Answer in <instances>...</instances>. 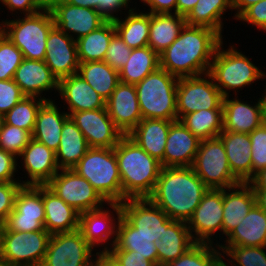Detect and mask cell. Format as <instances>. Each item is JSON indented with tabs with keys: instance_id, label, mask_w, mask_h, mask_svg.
Listing matches in <instances>:
<instances>
[{
	"instance_id": "obj_59",
	"label": "cell",
	"mask_w": 266,
	"mask_h": 266,
	"mask_svg": "<svg viewBox=\"0 0 266 266\" xmlns=\"http://www.w3.org/2000/svg\"><path fill=\"white\" fill-rule=\"evenodd\" d=\"M247 183L252 188H266V168L255 173Z\"/></svg>"
},
{
	"instance_id": "obj_19",
	"label": "cell",
	"mask_w": 266,
	"mask_h": 266,
	"mask_svg": "<svg viewBox=\"0 0 266 266\" xmlns=\"http://www.w3.org/2000/svg\"><path fill=\"white\" fill-rule=\"evenodd\" d=\"M108 205L117 214L116 218L111 214L113 212L107 209L103 210V207L80 214L79 230L82 232L83 238L93 248L100 247V244L102 246L103 243L106 244L110 238L113 241L110 243L111 245L109 243L108 245L113 246L115 244L118 226L116 224L122 216V208L120 203H108Z\"/></svg>"
},
{
	"instance_id": "obj_27",
	"label": "cell",
	"mask_w": 266,
	"mask_h": 266,
	"mask_svg": "<svg viewBox=\"0 0 266 266\" xmlns=\"http://www.w3.org/2000/svg\"><path fill=\"white\" fill-rule=\"evenodd\" d=\"M218 137L224 145L232 174L241 183H247L252 178L249 134L223 130Z\"/></svg>"
},
{
	"instance_id": "obj_41",
	"label": "cell",
	"mask_w": 266,
	"mask_h": 266,
	"mask_svg": "<svg viewBox=\"0 0 266 266\" xmlns=\"http://www.w3.org/2000/svg\"><path fill=\"white\" fill-rule=\"evenodd\" d=\"M180 121L200 140L218 137L223 131V109L195 111L184 115Z\"/></svg>"
},
{
	"instance_id": "obj_39",
	"label": "cell",
	"mask_w": 266,
	"mask_h": 266,
	"mask_svg": "<svg viewBox=\"0 0 266 266\" xmlns=\"http://www.w3.org/2000/svg\"><path fill=\"white\" fill-rule=\"evenodd\" d=\"M77 73L105 100H107L117 85L120 76L105 61L79 63Z\"/></svg>"
},
{
	"instance_id": "obj_40",
	"label": "cell",
	"mask_w": 266,
	"mask_h": 266,
	"mask_svg": "<svg viewBox=\"0 0 266 266\" xmlns=\"http://www.w3.org/2000/svg\"><path fill=\"white\" fill-rule=\"evenodd\" d=\"M227 8L233 10L232 0H198L185 17L186 25L209 27L223 36L222 14Z\"/></svg>"
},
{
	"instance_id": "obj_34",
	"label": "cell",
	"mask_w": 266,
	"mask_h": 266,
	"mask_svg": "<svg viewBox=\"0 0 266 266\" xmlns=\"http://www.w3.org/2000/svg\"><path fill=\"white\" fill-rule=\"evenodd\" d=\"M116 241L112 247H104L100 252L109 250H131L134 254L144 256L147 260L152 261L158 266L157 243L152 242L151 238L145 237L138 233L123 216L117 224Z\"/></svg>"
},
{
	"instance_id": "obj_15",
	"label": "cell",
	"mask_w": 266,
	"mask_h": 266,
	"mask_svg": "<svg viewBox=\"0 0 266 266\" xmlns=\"http://www.w3.org/2000/svg\"><path fill=\"white\" fill-rule=\"evenodd\" d=\"M122 216L138 230V233L158 243L164 229L174 220L149 198H127L121 202Z\"/></svg>"
},
{
	"instance_id": "obj_6",
	"label": "cell",
	"mask_w": 266,
	"mask_h": 266,
	"mask_svg": "<svg viewBox=\"0 0 266 266\" xmlns=\"http://www.w3.org/2000/svg\"><path fill=\"white\" fill-rule=\"evenodd\" d=\"M0 23V31L20 49L25 59L44 60L47 37L54 27L49 9Z\"/></svg>"
},
{
	"instance_id": "obj_8",
	"label": "cell",
	"mask_w": 266,
	"mask_h": 266,
	"mask_svg": "<svg viewBox=\"0 0 266 266\" xmlns=\"http://www.w3.org/2000/svg\"><path fill=\"white\" fill-rule=\"evenodd\" d=\"M51 234L9 231L0 226V263L6 266H41Z\"/></svg>"
},
{
	"instance_id": "obj_46",
	"label": "cell",
	"mask_w": 266,
	"mask_h": 266,
	"mask_svg": "<svg viewBox=\"0 0 266 266\" xmlns=\"http://www.w3.org/2000/svg\"><path fill=\"white\" fill-rule=\"evenodd\" d=\"M31 139L30 132L4 122L0 132V148L18 158Z\"/></svg>"
},
{
	"instance_id": "obj_38",
	"label": "cell",
	"mask_w": 266,
	"mask_h": 266,
	"mask_svg": "<svg viewBox=\"0 0 266 266\" xmlns=\"http://www.w3.org/2000/svg\"><path fill=\"white\" fill-rule=\"evenodd\" d=\"M160 67L159 55L149 46L132 49L125 66L120 69V82L137 84Z\"/></svg>"
},
{
	"instance_id": "obj_29",
	"label": "cell",
	"mask_w": 266,
	"mask_h": 266,
	"mask_svg": "<svg viewBox=\"0 0 266 266\" xmlns=\"http://www.w3.org/2000/svg\"><path fill=\"white\" fill-rule=\"evenodd\" d=\"M173 122L164 119H142L128 136L164 167L165 145Z\"/></svg>"
},
{
	"instance_id": "obj_21",
	"label": "cell",
	"mask_w": 266,
	"mask_h": 266,
	"mask_svg": "<svg viewBox=\"0 0 266 266\" xmlns=\"http://www.w3.org/2000/svg\"><path fill=\"white\" fill-rule=\"evenodd\" d=\"M23 166L30 180L22 181V185H46L60 171L56 153L46 145L31 139L21 155Z\"/></svg>"
},
{
	"instance_id": "obj_51",
	"label": "cell",
	"mask_w": 266,
	"mask_h": 266,
	"mask_svg": "<svg viewBox=\"0 0 266 266\" xmlns=\"http://www.w3.org/2000/svg\"><path fill=\"white\" fill-rule=\"evenodd\" d=\"M237 20L252 24L266 32V0H261L248 7Z\"/></svg>"
},
{
	"instance_id": "obj_57",
	"label": "cell",
	"mask_w": 266,
	"mask_h": 266,
	"mask_svg": "<svg viewBox=\"0 0 266 266\" xmlns=\"http://www.w3.org/2000/svg\"><path fill=\"white\" fill-rule=\"evenodd\" d=\"M96 256L93 266H120L108 252H97Z\"/></svg>"
},
{
	"instance_id": "obj_65",
	"label": "cell",
	"mask_w": 266,
	"mask_h": 266,
	"mask_svg": "<svg viewBox=\"0 0 266 266\" xmlns=\"http://www.w3.org/2000/svg\"><path fill=\"white\" fill-rule=\"evenodd\" d=\"M4 122V114L0 113V132L2 131Z\"/></svg>"
},
{
	"instance_id": "obj_45",
	"label": "cell",
	"mask_w": 266,
	"mask_h": 266,
	"mask_svg": "<svg viewBox=\"0 0 266 266\" xmlns=\"http://www.w3.org/2000/svg\"><path fill=\"white\" fill-rule=\"evenodd\" d=\"M23 59L20 49L0 31V80L13 79Z\"/></svg>"
},
{
	"instance_id": "obj_61",
	"label": "cell",
	"mask_w": 266,
	"mask_h": 266,
	"mask_svg": "<svg viewBox=\"0 0 266 266\" xmlns=\"http://www.w3.org/2000/svg\"><path fill=\"white\" fill-rule=\"evenodd\" d=\"M255 195V204L266 213V188H252Z\"/></svg>"
},
{
	"instance_id": "obj_62",
	"label": "cell",
	"mask_w": 266,
	"mask_h": 266,
	"mask_svg": "<svg viewBox=\"0 0 266 266\" xmlns=\"http://www.w3.org/2000/svg\"><path fill=\"white\" fill-rule=\"evenodd\" d=\"M63 1L74 6L93 8L96 11L99 9V2H100V0H63Z\"/></svg>"
},
{
	"instance_id": "obj_42",
	"label": "cell",
	"mask_w": 266,
	"mask_h": 266,
	"mask_svg": "<svg viewBox=\"0 0 266 266\" xmlns=\"http://www.w3.org/2000/svg\"><path fill=\"white\" fill-rule=\"evenodd\" d=\"M216 247L212 244L195 243L182 256L164 266H223V254Z\"/></svg>"
},
{
	"instance_id": "obj_9",
	"label": "cell",
	"mask_w": 266,
	"mask_h": 266,
	"mask_svg": "<svg viewBox=\"0 0 266 266\" xmlns=\"http://www.w3.org/2000/svg\"><path fill=\"white\" fill-rule=\"evenodd\" d=\"M191 167L208 189L231 188L241 183L231 172L219 137L201 140Z\"/></svg>"
},
{
	"instance_id": "obj_54",
	"label": "cell",
	"mask_w": 266,
	"mask_h": 266,
	"mask_svg": "<svg viewBox=\"0 0 266 266\" xmlns=\"http://www.w3.org/2000/svg\"><path fill=\"white\" fill-rule=\"evenodd\" d=\"M10 11H22L24 15H33L42 11L44 8L40 5L38 0H1Z\"/></svg>"
},
{
	"instance_id": "obj_11",
	"label": "cell",
	"mask_w": 266,
	"mask_h": 266,
	"mask_svg": "<svg viewBox=\"0 0 266 266\" xmlns=\"http://www.w3.org/2000/svg\"><path fill=\"white\" fill-rule=\"evenodd\" d=\"M46 186L80 214L107 203L91 183L73 169H61Z\"/></svg>"
},
{
	"instance_id": "obj_35",
	"label": "cell",
	"mask_w": 266,
	"mask_h": 266,
	"mask_svg": "<svg viewBox=\"0 0 266 266\" xmlns=\"http://www.w3.org/2000/svg\"><path fill=\"white\" fill-rule=\"evenodd\" d=\"M89 148L84 134L69 117L64 122L60 144L56 151L59 169H72Z\"/></svg>"
},
{
	"instance_id": "obj_26",
	"label": "cell",
	"mask_w": 266,
	"mask_h": 266,
	"mask_svg": "<svg viewBox=\"0 0 266 266\" xmlns=\"http://www.w3.org/2000/svg\"><path fill=\"white\" fill-rule=\"evenodd\" d=\"M45 211L44 229L51 235L79 229L80 213L58 197L46 185H42Z\"/></svg>"
},
{
	"instance_id": "obj_3",
	"label": "cell",
	"mask_w": 266,
	"mask_h": 266,
	"mask_svg": "<svg viewBox=\"0 0 266 266\" xmlns=\"http://www.w3.org/2000/svg\"><path fill=\"white\" fill-rule=\"evenodd\" d=\"M122 193L126 198H148L154 191L162 165L133 139L124 135L114 147Z\"/></svg>"
},
{
	"instance_id": "obj_50",
	"label": "cell",
	"mask_w": 266,
	"mask_h": 266,
	"mask_svg": "<svg viewBox=\"0 0 266 266\" xmlns=\"http://www.w3.org/2000/svg\"><path fill=\"white\" fill-rule=\"evenodd\" d=\"M21 182H0V226H3L14 209V200Z\"/></svg>"
},
{
	"instance_id": "obj_24",
	"label": "cell",
	"mask_w": 266,
	"mask_h": 266,
	"mask_svg": "<svg viewBox=\"0 0 266 266\" xmlns=\"http://www.w3.org/2000/svg\"><path fill=\"white\" fill-rule=\"evenodd\" d=\"M229 97L223 99V130L249 134L264 123L262 98L250 105Z\"/></svg>"
},
{
	"instance_id": "obj_31",
	"label": "cell",
	"mask_w": 266,
	"mask_h": 266,
	"mask_svg": "<svg viewBox=\"0 0 266 266\" xmlns=\"http://www.w3.org/2000/svg\"><path fill=\"white\" fill-rule=\"evenodd\" d=\"M225 239L223 245L266 246V213L254 204Z\"/></svg>"
},
{
	"instance_id": "obj_47",
	"label": "cell",
	"mask_w": 266,
	"mask_h": 266,
	"mask_svg": "<svg viewBox=\"0 0 266 266\" xmlns=\"http://www.w3.org/2000/svg\"><path fill=\"white\" fill-rule=\"evenodd\" d=\"M251 141L252 177L259 170L266 168V124L249 133Z\"/></svg>"
},
{
	"instance_id": "obj_32",
	"label": "cell",
	"mask_w": 266,
	"mask_h": 266,
	"mask_svg": "<svg viewBox=\"0 0 266 266\" xmlns=\"http://www.w3.org/2000/svg\"><path fill=\"white\" fill-rule=\"evenodd\" d=\"M195 244L187 223L173 221L162 234L157 243L158 266L176 260Z\"/></svg>"
},
{
	"instance_id": "obj_30",
	"label": "cell",
	"mask_w": 266,
	"mask_h": 266,
	"mask_svg": "<svg viewBox=\"0 0 266 266\" xmlns=\"http://www.w3.org/2000/svg\"><path fill=\"white\" fill-rule=\"evenodd\" d=\"M55 101H45L37 112L32 138L46 145L56 153L61 139L64 122L69 118L68 113L59 112Z\"/></svg>"
},
{
	"instance_id": "obj_23",
	"label": "cell",
	"mask_w": 266,
	"mask_h": 266,
	"mask_svg": "<svg viewBox=\"0 0 266 266\" xmlns=\"http://www.w3.org/2000/svg\"><path fill=\"white\" fill-rule=\"evenodd\" d=\"M13 80L25 96L39 97L49 101L52 99L41 97V93L49 91V89L58 91L59 81L44 60L24 58L16 69Z\"/></svg>"
},
{
	"instance_id": "obj_18",
	"label": "cell",
	"mask_w": 266,
	"mask_h": 266,
	"mask_svg": "<svg viewBox=\"0 0 266 266\" xmlns=\"http://www.w3.org/2000/svg\"><path fill=\"white\" fill-rule=\"evenodd\" d=\"M44 61L58 81L76 74L79 68L76 40L54 26L47 37Z\"/></svg>"
},
{
	"instance_id": "obj_49",
	"label": "cell",
	"mask_w": 266,
	"mask_h": 266,
	"mask_svg": "<svg viewBox=\"0 0 266 266\" xmlns=\"http://www.w3.org/2000/svg\"><path fill=\"white\" fill-rule=\"evenodd\" d=\"M25 95L13 79L0 80V113L9 112Z\"/></svg>"
},
{
	"instance_id": "obj_37",
	"label": "cell",
	"mask_w": 266,
	"mask_h": 266,
	"mask_svg": "<svg viewBox=\"0 0 266 266\" xmlns=\"http://www.w3.org/2000/svg\"><path fill=\"white\" fill-rule=\"evenodd\" d=\"M135 9H129L124 20L118 17L113 21L116 33L131 49L148 46L149 39L150 13H138Z\"/></svg>"
},
{
	"instance_id": "obj_56",
	"label": "cell",
	"mask_w": 266,
	"mask_h": 266,
	"mask_svg": "<svg viewBox=\"0 0 266 266\" xmlns=\"http://www.w3.org/2000/svg\"><path fill=\"white\" fill-rule=\"evenodd\" d=\"M176 1L177 0H141V2L147 4L150 9L148 13L151 14H165L176 13ZM174 10V12H172Z\"/></svg>"
},
{
	"instance_id": "obj_22",
	"label": "cell",
	"mask_w": 266,
	"mask_h": 266,
	"mask_svg": "<svg viewBox=\"0 0 266 266\" xmlns=\"http://www.w3.org/2000/svg\"><path fill=\"white\" fill-rule=\"evenodd\" d=\"M201 140L192 134L180 120L174 121L168 131L164 167L192 166Z\"/></svg>"
},
{
	"instance_id": "obj_60",
	"label": "cell",
	"mask_w": 266,
	"mask_h": 266,
	"mask_svg": "<svg viewBox=\"0 0 266 266\" xmlns=\"http://www.w3.org/2000/svg\"><path fill=\"white\" fill-rule=\"evenodd\" d=\"M261 0H232V8L233 10H237L234 15L237 19L248 7L256 4Z\"/></svg>"
},
{
	"instance_id": "obj_36",
	"label": "cell",
	"mask_w": 266,
	"mask_h": 266,
	"mask_svg": "<svg viewBox=\"0 0 266 266\" xmlns=\"http://www.w3.org/2000/svg\"><path fill=\"white\" fill-rule=\"evenodd\" d=\"M115 34L113 21H106L97 30L76 39L79 63L104 61L111 38Z\"/></svg>"
},
{
	"instance_id": "obj_12",
	"label": "cell",
	"mask_w": 266,
	"mask_h": 266,
	"mask_svg": "<svg viewBox=\"0 0 266 266\" xmlns=\"http://www.w3.org/2000/svg\"><path fill=\"white\" fill-rule=\"evenodd\" d=\"M93 250L79 229L52 234L41 266H93Z\"/></svg>"
},
{
	"instance_id": "obj_2",
	"label": "cell",
	"mask_w": 266,
	"mask_h": 266,
	"mask_svg": "<svg viewBox=\"0 0 266 266\" xmlns=\"http://www.w3.org/2000/svg\"><path fill=\"white\" fill-rule=\"evenodd\" d=\"M207 190L191 166L162 167L148 198L170 219L187 223Z\"/></svg>"
},
{
	"instance_id": "obj_44",
	"label": "cell",
	"mask_w": 266,
	"mask_h": 266,
	"mask_svg": "<svg viewBox=\"0 0 266 266\" xmlns=\"http://www.w3.org/2000/svg\"><path fill=\"white\" fill-rule=\"evenodd\" d=\"M216 246L222 251L223 257L226 255L230 257V260L227 259L229 263L223 261V266H266V246L222 245V243H217Z\"/></svg>"
},
{
	"instance_id": "obj_58",
	"label": "cell",
	"mask_w": 266,
	"mask_h": 266,
	"mask_svg": "<svg viewBox=\"0 0 266 266\" xmlns=\"http://www.w3.org/2000/svg\"><path fill=\"white\" fill-rule=\"evenodd\" d=\"M198 0H177L176 1V13L178 15L186 17Z\"/></svg>"
},
{
	"instance_id": "obj_53",
	"label": "cell",
	"mask_w": 266,
	"mask_h": 266,
	"mask_svg": "<svg viewBox=\"0 0 266 266\" xmlns=\"http://www.w3.org/2000/svg\"><path fill=\"white\" fill-rule=\"evenodd\" d=\"M108 253L120 266H156L144 256L134 254L131 250H109Z\"/></svg>"
},
{
	"instance_id": "obj_33",
	"label": "cell",
	"mask_w": 266,
	"mask_h": 266,
	"mask_svg": "<svg viewBox=\"0 0 266 266\" xmlns=\"http://www.w3.org/2000/svg\"><path fill=\"white\" fill-rule=\"evenodd\" d=\"M185 25V17L177 13H150L148 46L160 55L176 40Z\"/></svg>"
},
{
	"instance_id": "obj_13",
	"label": "cell",
	"mask_w": 266,
	"mask_h": 266,
	"mask_svg": "<svg viewBox=\"0 0 266 266\" xmlns=\"http://www.w3.org/2000/svg\"><path fill=\"white\" fill-rule=\"evenodd\" d=\"M45 211L42 185H22L14 200V209L4 226L9 231L35 232L44 229Z\"/></svg>"
},
{
	"instance_id": "obj_7",
	"label": "cell",
	"mask_w": 266,
	"mask_h": 266,
	"mask_svg": "<svg viewBox=\"0 0 266 266\" xmlns=\"http://www.w3.org/2000/svg\"><path fill=\"white\" fill-rule=\"evenodd\" d=\"M223 41L219 44L208 74L224 97L229 96L230 90L235 93L239 88L252 84L255 80L265 79L262 72L251 59L239 52L233 46L222 49ZM229 90V92H228Z\"/></svg>"
},
{
	"instance_id": "obj_1",
	"label": "cell",
	"mask_w": 266,
	"mask_h": 266,
	"mask_svg": "<svg viewBox=\"0 0 266 266\" xmlns=\"http://www.w3.org/2000/svg\"><path fill=\"white\" fill-rule=\"evenodd\" d=\"M222 36L209 27L185 25L176 40L160 55V68L177 78L209 72Z\"/></svg>"
},
{
	"instance_id": "obj_25",
	"label": "cell",
	"mask_w": 266,
	"mask_h": 266,
	"mask_svg": "<svg viewBox=\"0 0 266 266\" xmlns=\"http://www.w3.org/2000/svg\"><path fill=\"white\" fill-rule=\"evenodd\" d=\"M58 93L68 105V115L73 112L106 108V100L78 73L59 80Z\"/></svg>"
},
{
	"instance_id": "obj_63",
	"label": "cell",
	"mask_w": 266,
	"mask_h": 266,
	"mask_svg": "<svg viewBox=\"0 0 266 266\" xmlns=\"http://www.w3.org/2000/svg\"><path fill=\"white\" fill-rule=\"evenodd\" d=\"M38 1L44 9H50L54 4L59 3L60 1L63 0H38Z\"/></svg>"
},
{
	"instance_id": "obj_4",
	"label": "cell",
	"mask_w": 266,
	"mask_h": 266,
	"mask_svg": "<svg viewBox=\"0 0 266 266\" xmlns=\"http://www.w3.org/2000/svg\"><path fill=\"white\" fill-rule=\"evenodd\" d=\"M72 169L87 179L107 203H121L127 199L122 193L114 148L90 147Z\"/></svg>"
},
{
	"instance_id": "obj_48",
	"label": "cell",
	"mask_w": 266,
	"mask_h": 266,
	"mask_svg": "<svg viewBox=\"0 0 266 266\" xmlns=\"http://www.w3.org/2000/svg\"><path fill=\"white\" fill-rule=\"evenodd\" d=\"M132 49L116 33L110 41L104 61L118 72L125 66Z\"/></svg>"
},
{
	"instance_id": "obj_64",
	"label": "cell",
	"mask_w": 266,
	"mask_h": 266,
	"mask_svg": "<svg viewBox=\"0 0 266 266\" xmlns=\"http://www.w3.org/2000/svg\"><path fill=\"white\" fill-rule=\"evenodd\" d=\"M265 94V95H264ZM262 95L264 124H266V91Z\"/></svg>"
},
{
	"instance_id": "obj_14",
	"label": "cell",
	"mask_w": 266,
	"mask_h": 266,
	"mask_svg": "<svg viewBox=\"0 0 266 266\" xmlns=\"http://www.w3.org/2000/svg\"><path fill=\"white\" fill-rule=\"evenodd\" d=\"M222 223L223 189H208L187 222L192 239L195 243L213 245L211 238L217 231L222 233Z\"/></svg>"
},
{
	"instance_id": "obj_28",
	"label": "cell",
	"mask_w": 266,
	"mask_h": 266,
	"mask_svg": "<svg viewBox=\"0 0 266 266\" xmlns=\"http://www.w3.org/2000/svg\"><path fill=\"white\" fill-rule=\"evenodd\" d=\"M230 193H229V192ZM255 204V195L248 183L223 189L222 234L227 237Z\"/></svg>"
},
{
	"instance_id": "obj_5",
	"label": "cell",
	"mask_w": 266,
	"mask_h": 266,
	"mask_svg": "<svg viewBox=\"0 0 266 266\" xmlns=\"http://www.w3.org/2000/svg\"><path fill=\"white\" fill-rule=\"evenodd\" d=\"M178 80L179 78L159 67L135 84L142 119L178 120Z\"/></svg>"
},
{
	"instance_id": "obj_16",
	"label": "cell",
	"mask_w": 266,
	"mask_h": 266,
	"mask_svg": "<svg viewBox=\"0 0 266 266\" xmlns=\"http://www.w3.org/2000/svg\"><path fill=\"white\" fill-rule=\"evenodd\" d=\"M69 117L84 134L89 147L114 148L124 136L106 108L73 112Z\"/></svg>"
},
{
	"instance_id": "obj_43",
	"label": "cell",
	"mask_w": 266,
	"mask_h": 266,
	"mask_svg": "<svg viewBox=\"0 0 266 266\" xmlns=\"http://www.w3.org/2000/svg\"><path fill=\"white\" fill-rule=\"evenodd\" d=\"M45 101L43 98L34 96L23 97L4 115L5 123L24 129L32 134L37 112Z\"/></svg>"
},
{
	"instance_id": "obj_10",
	"label": "cell",
	"mask_w": 266,
	"mask_h": 266,
	"mask_svg": "<svg viewBox=\"0 0 266 266\" xmlns=\"http://www.w3.org/2000/svg\"><path fill=\"white\" fill-rule=\"evenodd\" d=\"M223 99L224 96L208 73L179 78L176 96L178 120L195 111L223 109Z\"/></svg>"
},
{
	"instance_id": "obj_55",
	"label": "cell",
	"mask_w": 266,
	"mask_h": 266,
	"mask_svg": "<svg viewBox=\"0 0 266 266\" xmlns=\"http://www.w3.org/2000/svg\"><path fill=\"white\" fill-rule=\"evenodd\" d=\"M129 2L130 0H100L97 11L107 21H114L118 18L114 13L121 11L122 8H130Z\"/></svg>"
},
{
	"instance_id": "obj_20",
	"label": "cell",
	"mask_w": 266,
	"mask_h": 266,
	"mask_svg": "<svg viewBox=\"0 0 266 266\" xmlns=\"http://www.w3.org/2000/svg\"><path fill=\"white\" fill-rule=\"evenodd\" d=\"M106 109L124 135H128L142 120L134 84L120 82L106 100Z\"/></svg>"
},
{
	"instance_id": "obj_17",
	"label": "cell",
	"mask_w": 266,
	"mask_h": 266,
	"mask_svg": "<svg viewBox=\"0 0 266 266\" xmlns=\"http://www.w3.org/2000/svg\"><path fill=\"white\" fill-rule=\"evenodd\" d=\"M49 10L54 26L75 40L97 30L107 21L93 8L74 6L64 1L54 4Z\"/></svg>"
},
{
	"instance_id": "obj_52",
	"label": "cell",
	"mask_w": 266,
	"mask_h": 266,
	"mask_svg": "<svg viewBox=\"0 0 266 266\" xmlns=\"http://www.w3.org/2000/svg\"><path fill=\"white\" fill-rule=\"evenodd\" d=\"M18 158L0 148V182H21L15 178ZM15 178V179H14Z\"/></svg>"
}]
</instances>
